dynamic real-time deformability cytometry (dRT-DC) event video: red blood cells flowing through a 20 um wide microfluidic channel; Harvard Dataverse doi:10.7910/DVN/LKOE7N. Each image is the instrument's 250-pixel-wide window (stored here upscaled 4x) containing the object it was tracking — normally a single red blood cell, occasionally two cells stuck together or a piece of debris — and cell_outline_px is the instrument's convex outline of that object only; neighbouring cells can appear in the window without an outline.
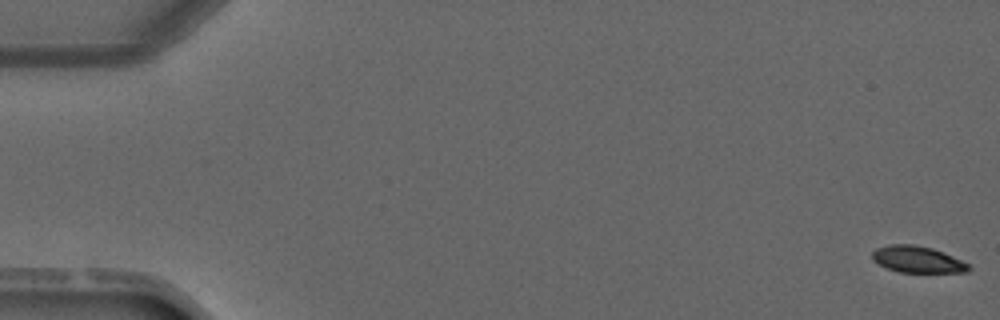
{"species": "common noctule bat (a hibernating species)", "species_latin": "Nyctalus noctula", "temperature_condition": "warm", "stored_images_in_passage": 4, "camera_frame_rate_fps": 3000, "um_per_image_px": 0.085, "animal": {"sex": "male", "forearm_length_mm": 52.5}, "frame": {"image": 1, "passage_image": 1, "time_ms": 0.0, "image_size_px": [1000, 320], "cell_outline_px": [[972, 268], [968, 272], [900, 272], [888, 268], [872, 260], [872, 252], [876, 248], [888, 244], [916, 244], [932, 248], [944, 252], [968, 264]], "centroid_in_image_um": [77.98, 22.04], "position_along_channel_um": 7.0, "area_um2": 14.91}}
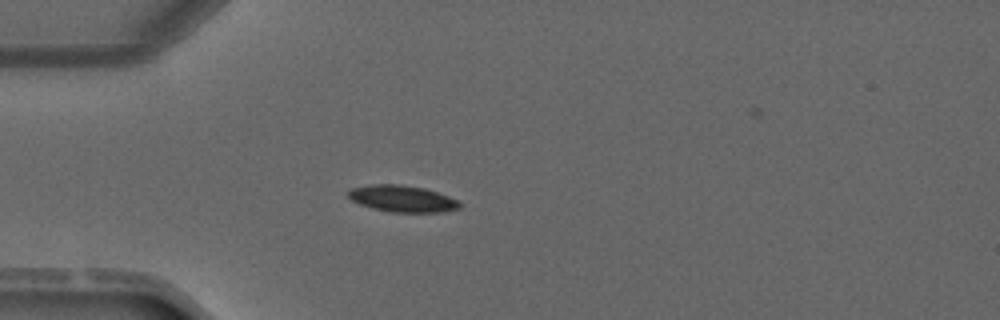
{"frame": {"image": 2, "passage_image": 4, "time_ms": 4.0, "image_size_px": [1000, 320], "cell_outline_px": [[460, 208], [440, 212], [392, 212], [360, 204], [352, 200], [348, 196], [348, 192], [352, 188], [372, 184], [400, 184], [424, 188], [448, 196], [456, 200], [460, 204]], "centroid_in_image_um": [34.19, 16.88], "position_along_channel_um": 50.8, "area_um2": 16.94}}